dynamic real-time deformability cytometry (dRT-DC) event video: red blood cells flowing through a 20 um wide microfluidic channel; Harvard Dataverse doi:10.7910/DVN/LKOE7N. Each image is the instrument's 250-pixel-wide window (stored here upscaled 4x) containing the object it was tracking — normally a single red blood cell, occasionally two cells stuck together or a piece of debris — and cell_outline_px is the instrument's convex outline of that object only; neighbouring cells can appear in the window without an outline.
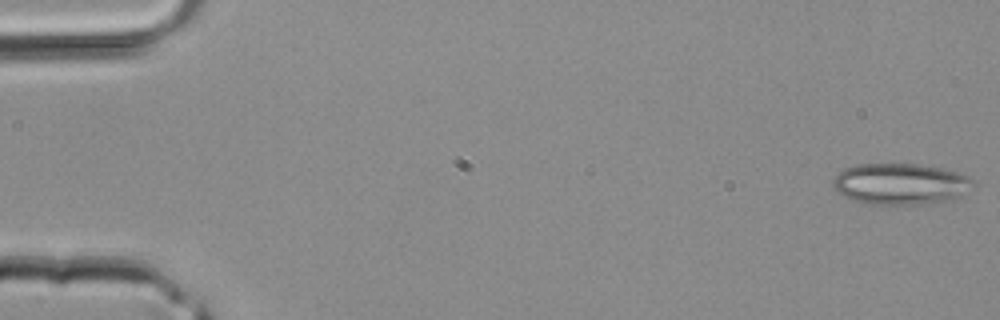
{"species": "common noctule bat (a hibernating species)", "species_latin": "Nyctalus noctula", "temperature_condition": "room temperature", "stored_images_in_passage": 42, "camera_frame_rate_fps": 3000, "um_per_image_px": 0.085, "animal": {"sex": "male", "body_mass_g": 20.4}, "frame": {"image": 1, "passage_image": 1, "time_ms": 0.0, "image_size_px": [1000, 320], "cell_outline_px": [[972, 180], [960, 196], [952, 200], [916, 204], [868, 204], [852, 200], [844, 196], [832, 184], [832, 180], [844, 168], [856, 164], [920, 164], [944, 168], [968, 176]], "centroid_in_image_um": [76.49, 15.62], "position_along_channel_um": 8.5, "area_um2": 33.23}}
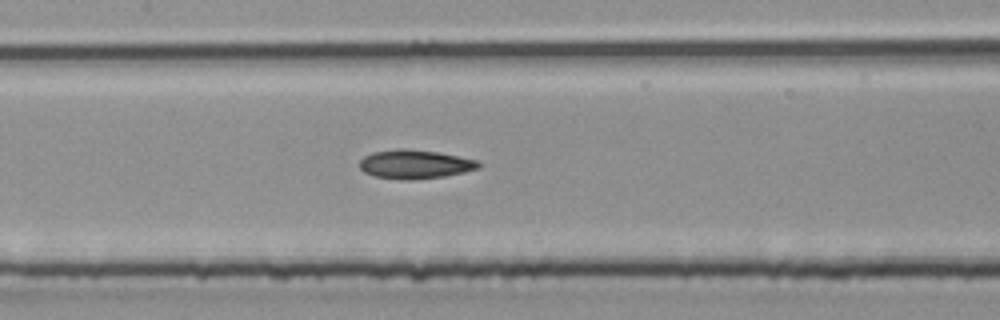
{"frame": {"image": 2, "passage_image": 20, "time_ms": 6.333, "image_size_px": [1000, 320], "cell_outline_px": [[484, 164], [480, 168], [464, 172], [444, 176], [376, 176], [364, 172], [360, 168], [360, 160], [364, 156], [372, 152], [400, 148], [404, 148], [440, 152], [480, 160]], "centroid_in_image_um": [35.37, 13.88], "position_along_channel_um": 172.0, "area_um2": 19.19}}
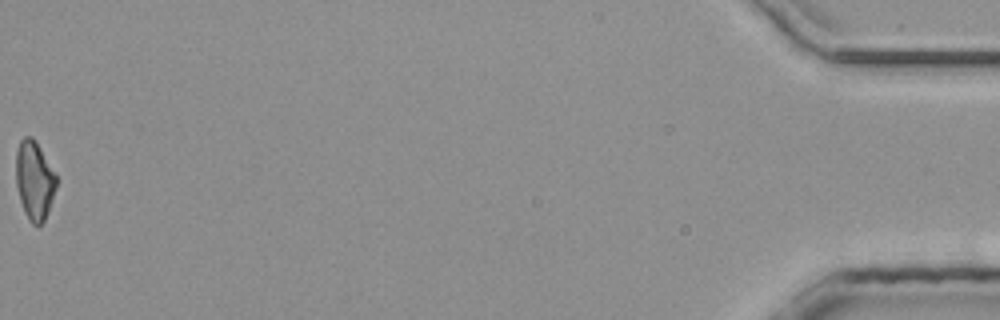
{"frame": {"image": 3, "passage_image": 42, "time_ms": 13.667, "image_size_px": [1000, 320], "cell_outline_px": [[56, 188], [48, 212], [44, 220], [40, 224], [32, 224], [28, 220], [24, 212], [20, 200], [16, 184], [16, 152], [20, 140], [24, 136], [32, 136], [56, 172]], "centroid_in_image_um": [2.92, 15.32], "position_along_channel_um": 432.3, "area_um2": 18.55}}